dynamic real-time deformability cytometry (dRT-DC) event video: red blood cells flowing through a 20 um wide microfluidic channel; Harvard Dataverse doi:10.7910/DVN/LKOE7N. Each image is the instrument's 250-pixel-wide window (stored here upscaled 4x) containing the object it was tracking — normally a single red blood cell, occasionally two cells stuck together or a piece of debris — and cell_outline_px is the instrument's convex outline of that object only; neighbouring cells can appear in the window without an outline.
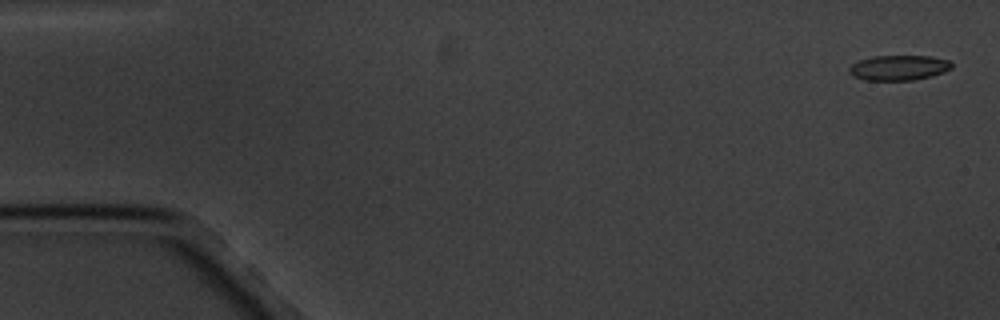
{"species": "common noctule bat (a hibernating species)", "species_latin": "Nyctalus noctula", "temperature_condition": "cold", "stored_images_in_passage": 17, "camera_frame_rate_fps": 3000, "um_per_image_px": 0.085, "animal": {"sex": "male", "body_mass_g": 20.1, "forearm_length_mm": 53.5}, "frame": {"image": 1, "passage_image": 1, "time_ms": 0.0, "image_size_px": [1000, 320], "cell_outline_px": [[952, 68], [944, 72], [932, 76], [912, 80], [864, 80], [852, 76], [848, 72], [848, 68], [852, 64], [860, 60], [872, 56], [932, 56], [948, 60], [952, 64]], "centroid_in_image_um": [76.38, 5.76], "position_along_channel_um": 8.6, "area_um2": 15.09}}
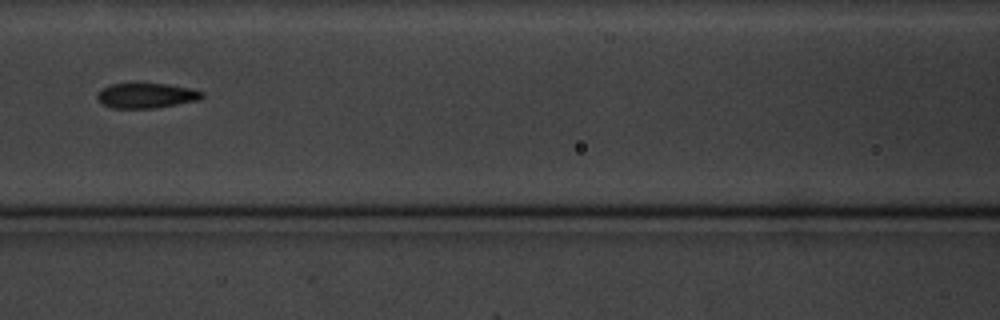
{"frame": {"image": 2, "passage_image": 8, "time_ms": 8.0, "image_size_px": [1000, 320], "cell_outline_px": [[204, 96], [200, 100], [156, 108], [112, 108], [104, 104], [96, 96], [96, 92], [100, 88], [112, 84], [136, 80], [168, 84], [192, 88], [204, 92]], "centroid_in_image_um": [12.43, 8.07], "position_along_channel_um": 154.2, "area_um2": 16.18}}
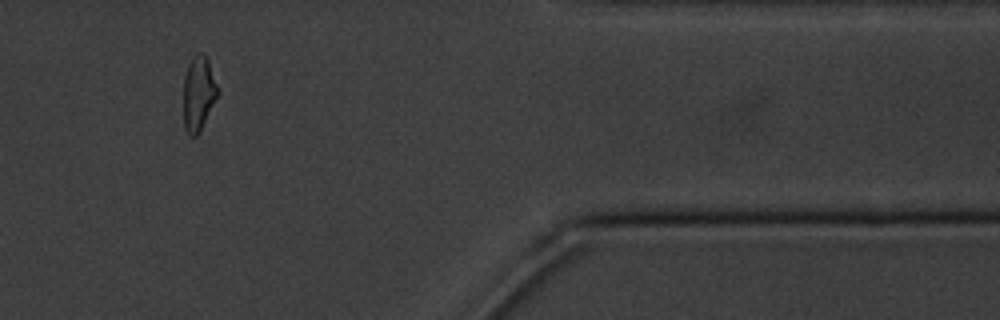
{"frame": {"image": 3, "passage_image": 15, "time_ms": 16.0, "image_size_px": [1000, 320], "cell_outline_px": [[220, 92], [200, 132], [196, 136], [188, 136], [184, 128], [184, 76], [188, 64], [200, 52], [204, 52], [208, 60]], "centroid_in_image_um": [16.89, 7.98], "position_along_channel_um": 394.5, "area_um2": 14.97}, "authors_computed_cell_mechanics": {"area_um2": 15.4904, "velocity_mm_per_s": 3.3829, "shape_relaxation_time_tau1_ms": 2.5764, "shape_relaxation_time_tau2_ms": 2.4501, "deformation_change_tau1": 0.1413, "deformation_change_tau2": 0.1079}}